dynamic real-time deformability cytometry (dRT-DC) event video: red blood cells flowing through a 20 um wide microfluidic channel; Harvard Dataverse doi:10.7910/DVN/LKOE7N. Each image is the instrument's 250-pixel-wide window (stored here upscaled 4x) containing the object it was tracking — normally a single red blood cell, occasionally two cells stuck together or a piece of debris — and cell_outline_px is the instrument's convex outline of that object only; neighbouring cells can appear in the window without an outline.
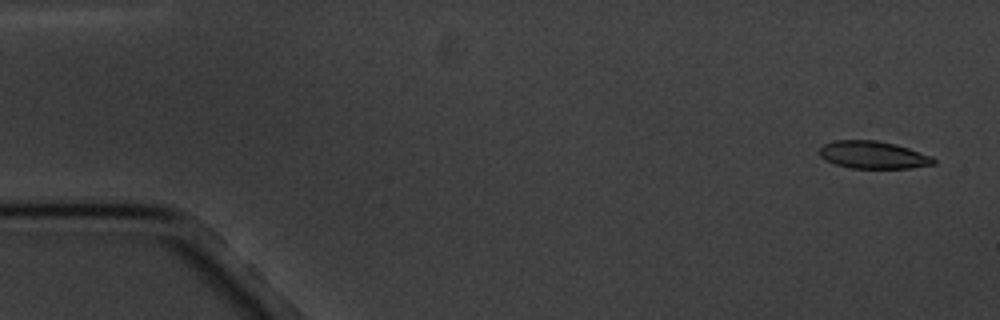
{"species": "common noctule bat (a hibernating species)", "species_latin": "Nyctalus noctula", "temperature_condition": "cold", "stored_images_in_passage": 4, "camera_frame_rate_fps": 3000, "um_per_image_px": 0.085, "animal": {"sex": "male", "body_mass_g": 20.1, "forearm_length_mm": 53.5}, "frame": {"image": 1, "passage_image": 1, "time_ms": 0.0, "image_size_px": [1000, 320], "cell_outline_px": [[936, 164], [908, 168], [852, 168], [836, 164], [824, 160], [820, 156], [820, 148], [824, 144], [836, 140], [876, 140], [896, 144], [932, 156], [936, 160]], "centroid_in_image_um": [74.23, 13.16], "position_along_channel_um": 10.8, "area_um2": 18.26}}